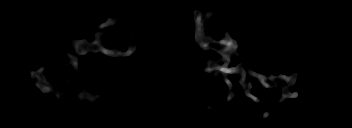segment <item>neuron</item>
<instances>
[{
  "label": "neuron",
  "instance_id": "1",
  "mask_svg": "<svg viewBox=\"0 0 352 128\" xmlns=\"http://www.w3.org/2000/svg\"><path fill=\"white\" fill-rule=\"evenodd\" d=\"M193 15V19L196 23V30H195V40L197 45L204 49V50H208V49H213L215 50L218 54H220L222 56V61L224 64L223 65H215V66H209V68H204L203 72H212L213 70L216 71V73H214L212 75V77H215L219 74H223V79L224 82L228 85L229 89H232V83L227 79L226 75L227 74H239L240 80H239V84L242 85L244 87V93L246 96H248L249 98H251L254 102L259 103L260 99L257 98L256 96H254L253 94H251V85L252 82L249 81L247 84L245 83V78L246 75L249 74L250 76H254L255 78H257L259 80V82L261 83V85L265 88H273L270 84L266 83V80H273L275 77L274 76H265L263 74H259L256 71H251L249 70L247 73L244 69L242 64H238L236 66L233 67H228V65L230 64L231 61V56L233 53L236 52L238 45L236 41H233L232 38L230 37L229 34H226L225 39H222L221 41H216L212 38H210L209 36L205 35V32L203 31V28L205 27V22L204 20H206L209 17L213 16V12H208L206 15H202L201 11L199 10H195ZM115 23V19L114 18H108L107 22L104 24H100L99 28H103L109 25H113ZM99 34L95 33V39L92 43L87 42L86 40H74L73 46L75 48V52L79 55H85L87 52H99V53H103L105 55H114V56H130L131 54L134 53V51L136 50V44H135V39L131 38V42H134L133 44L130 45L129 50L126 52H118L115 50H109L107 48H105L102 45V42L99 40ZM68 57H70V61L65 63L64 66H68V65H72L74 68L78 67V57L68 54ZM43 68H39L37 71H31V78L37 80V82L35 83V86L39 87L41 89L42 92L44 93H49V92H53L54 91V95L58 100L63 99L64 94L60 93V91H55V88L53 87V85L51 83H49L48 81L45 80L43 74H42ZM297 76L298 73L295 72L294 74H292L291 76H285V75H278L279 78H283L284 80L287 81V86L283 87L282 89V94L280 97V100L278 101V104L280 105L283 100L287 97H292V98H296L297 97V93L293 92L290 93L289 92V88L290 86H293L296 81H297ZM247 86H250L248 88H246ZM95 97L93 95H89L87 93H85V89L82 91V94H79V99L81 100H85L88 99L89 101L93 102L95 101ZM235 98L234 93L230 92L229 95L227 96V102L230 103V101H232ZM207 110L212 111L213 108L210 105H207ZM263 118L265 119L266 117L269 116V112H265L263 115Z\"/></svg>",
  "mask_w": 352,
  "mask_h": 128
}]
</instances>
